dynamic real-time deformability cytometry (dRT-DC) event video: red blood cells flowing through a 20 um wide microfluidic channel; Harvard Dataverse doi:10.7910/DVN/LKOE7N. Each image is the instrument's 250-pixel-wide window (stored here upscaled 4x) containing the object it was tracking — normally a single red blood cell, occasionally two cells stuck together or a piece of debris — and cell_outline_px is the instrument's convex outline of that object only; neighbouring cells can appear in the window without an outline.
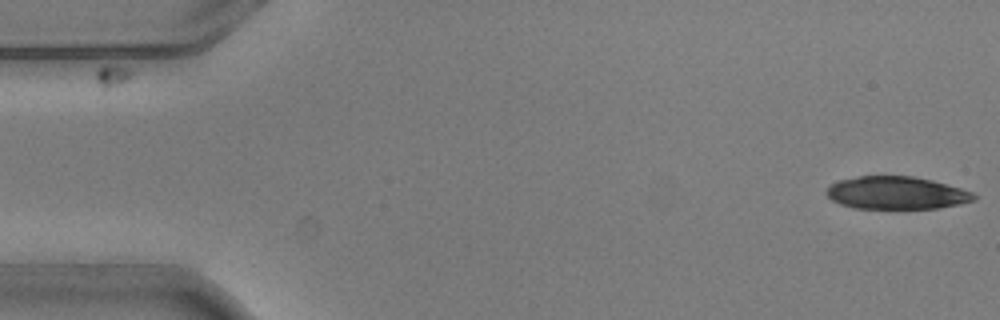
{"species": "common noctule bat (a hibernating species)", "species_latin": "Nyctalus noctula", "temperature_condition": "warm", "stored_images_in_passage": 4, "camera_frame_rate_fps": 3000, "um_per_image_px": 0.085, "animal": {"sex": "male", "body_mass_g": 20.5, "forearm_length_mm": 52.5}, "frame": {"image": 1, "passage_image": 1, "time_ms": 0.0, "image_size_px": [1000, 320], "cell_outline_px": [[976, 200], [960, 204], [940, 208], [852, 208], [840, 204], [832, 200], [824, 192], [828, 184], [840, 180], [860, 176], [912, 176], [932, 180], [960, 188], [972, 192], [976, 196]], "centroid_in_image_um": [76.17, 16.4], "position_along_channel_um": 8.8, "area_um2": 28.15}}